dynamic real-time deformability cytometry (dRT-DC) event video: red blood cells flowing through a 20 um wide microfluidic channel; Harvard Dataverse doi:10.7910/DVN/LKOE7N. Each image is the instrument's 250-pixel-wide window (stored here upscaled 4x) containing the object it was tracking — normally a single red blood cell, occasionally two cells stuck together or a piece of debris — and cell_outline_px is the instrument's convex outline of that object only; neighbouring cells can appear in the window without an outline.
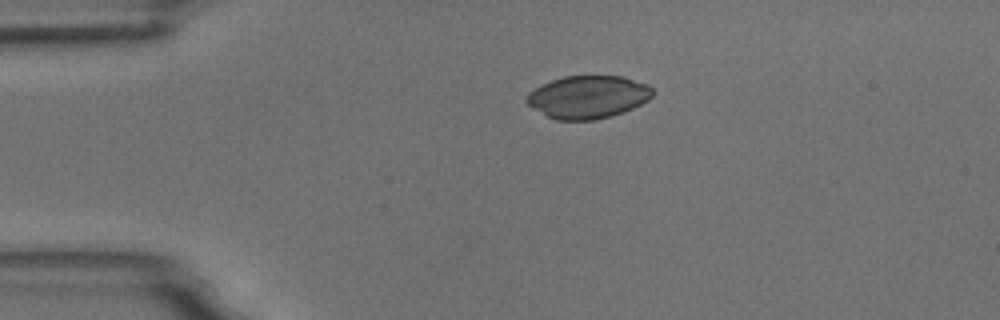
{"species": "common noctule bat (a hibernating species)", "species_latin": "Nyctalus noctula", "temperature_condition": "room temperature", "stored_images_in_passage": 8, "camera_frame_rate_fps": 3000, "um_per_image_px": 0.085, "animal": {"sex": "male", "body_mass_g": 18.8}, "frame": {"image": 1, "passage_image": 1, "time_ms": 0.0, "image_size_px": [1000, 320], "cell_outline_px": [[652, 96], [648, 100], [624, 112], [612, 116], [596, 120], [556, 120], [548, 116], [528, 104], [524, 100], [528, 92], [552, 80], [564, 76], [624, 76], [648, 84], [652, 88]], "centroid_in_image_um": [50.0, 8.24], "position_along_channel_um": 35.0, "area_um2": 31.33}}
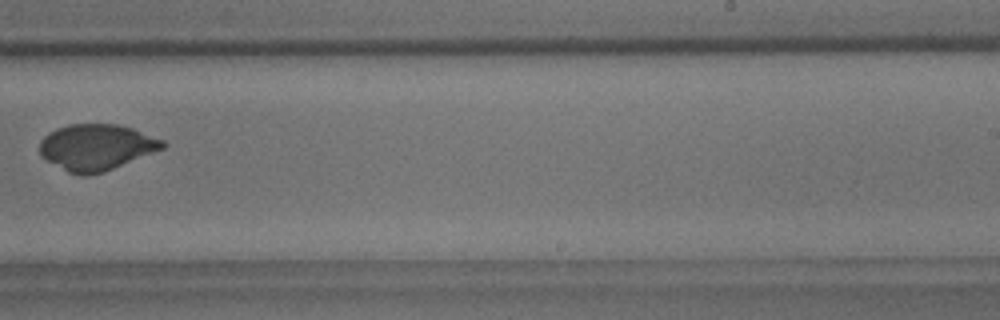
{"frame": {"image": 2, "passage_image": 7, "time_ms": 7.667, "image_size_px": [1000, 320], "cell_outline_px": [[168, 144], [164, 148], [104, 172], [88, 176], [80, 176], [68, 172], [40, 156], [40, 140], [48, 132], [56, 128], [68, 124], [120, 124], [132, 128], [164, 140]], "centroid_in_image_um": [8.19, 12.51], "position_along_channel_um": 280.8, "area_um2": 33.23}}
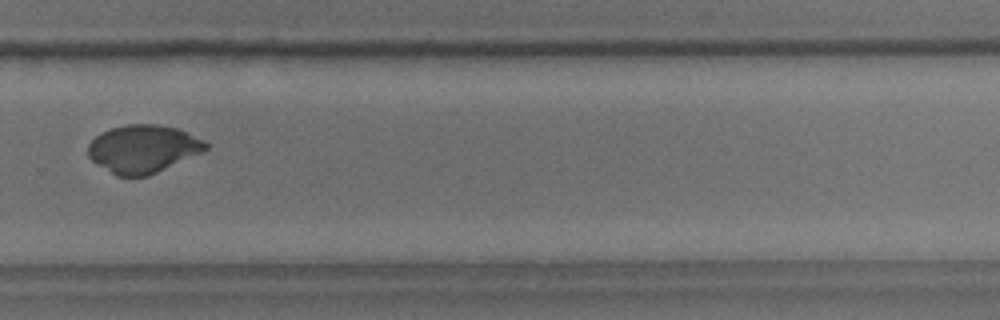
{"frame": {"image": 3, "passage_image": 8, "time_ms": 8.667, "image_size_px": [1000, 320], "cell_outline_px": [[208, 148], [200, 152], [148, 176], [116, 176], [92, 160], [88, 156], [88, 144], [100, 132], [108, 128], [124, 124], [156, 124], [176, 128], [188, 132], [204, 140], [208, 144]], "centroid_in_image_um": [12.12, 12.63], "position_along_channel_um": 317.7, "area_um2": 32.66}}